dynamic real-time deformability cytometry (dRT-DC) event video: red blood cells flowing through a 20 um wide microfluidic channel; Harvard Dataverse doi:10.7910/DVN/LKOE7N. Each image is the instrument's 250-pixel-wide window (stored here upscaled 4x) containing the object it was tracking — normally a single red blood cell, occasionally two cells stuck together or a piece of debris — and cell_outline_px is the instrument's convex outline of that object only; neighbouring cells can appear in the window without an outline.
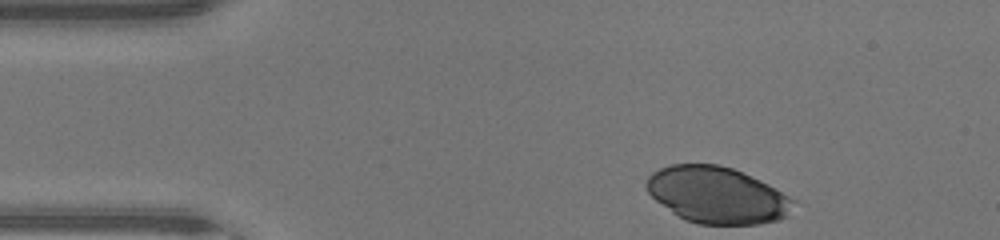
{"species": "human", "species_latin": "Homo sapiens", "temperature_condition": "warm", "stored_images_in_passage": 40, "camera_frame_rate_fps": 3000, "um_per_image_px": 0.085, "donor": {"sex": "male"}, "frame": {"image": 1, "passage_image": 1, "time_ms": 0.0, "image_size_px": [1000, 240], "cell_outline_px": [[796, 200], [788, 216], [780, 220], [760, 224], [696, 224], [684, 220], [672, 212], [656, 200], [648, 192], [644, 184], [648, 176], [652, 172], [660, 168], [672, 164], [720, 164], [732, 168], [760, 180], [768, 184]], "centroid_in_image_um": [60.95, 16.59], "position_along_channel_um": 24.0, "area_um2": 48.55}}
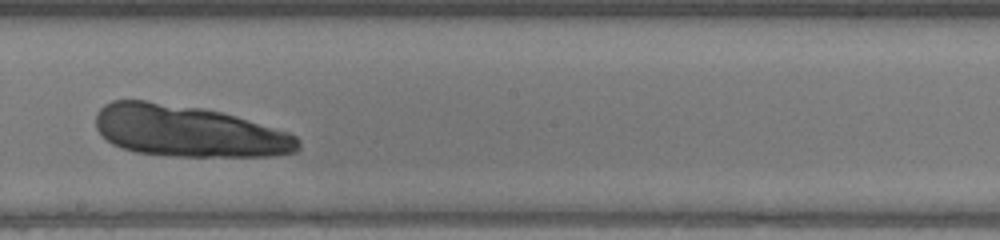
{"frame": {"image": 2, "passage_image": 20, "time_ms": 6.333, "image_size_px": [1000, 240], "cell_outline_px": [[300, 148], [296, 152], [276, 156], [172, 156], [136, 152], [120, 148], [112, 144], [96, 128], [96, 112], [104, 104], [112, 100], [144, 100], [204, 108], [236, 116], [288, 132], [296, 136], [300, 140]], "centroid_in_image_um": [16.01, 11.15], "position_along_channel_um": 232.2, "area_um2": 60.81}}
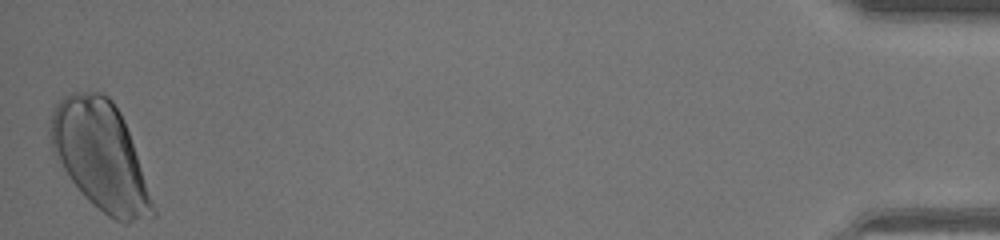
{"frame": {"image": 3, "passage_image": 40, "time_ms": 13.0, "image_size_px": [1000, 240], "cell_outline_px": [[156, 216], [152, 220], [128, 224], [124, 224], [108, 216], [88, 200], [84, 196], [68, 176], [52, 152], [48, 132], [52, 112], [56, 104], [64, 96], [72, 92], [100, 92], [108, 96], [112, 100], [120, 112], [124, 120], [156, 208]], "centroid_in_image_um": [8.55, 13.28], "position_along_channel_um": 426.6, "area_um2": 64.91}}